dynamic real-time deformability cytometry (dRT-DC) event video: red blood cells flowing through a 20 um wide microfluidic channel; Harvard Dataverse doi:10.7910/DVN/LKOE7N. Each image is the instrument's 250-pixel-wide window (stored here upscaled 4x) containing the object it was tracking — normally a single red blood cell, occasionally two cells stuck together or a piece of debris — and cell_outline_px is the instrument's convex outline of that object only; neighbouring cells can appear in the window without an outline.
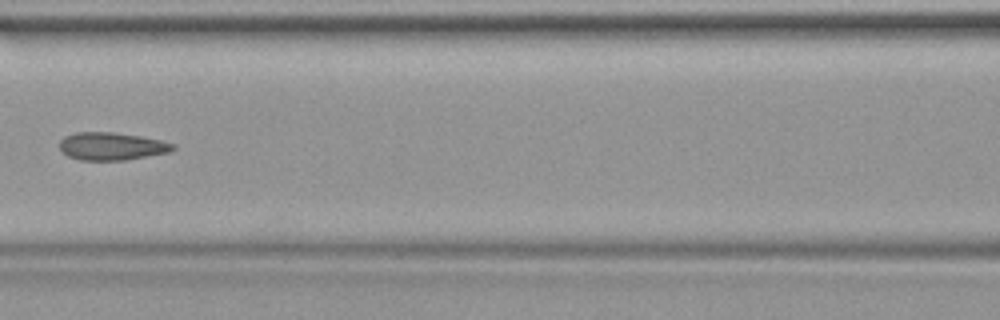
{"species": "common noctule bat (a hibernating species)", "species_latin": "Nyctalus noctula", "temperature_condition": "warm", "stored_images_in_passage": 41, "camera_frame_rate_fps": 3000, "um_per_image_px": 0.085, "animal": {"sex": "female", "body_mass_g": 19.9}, "frame": {"image": 1, "passage_image": 18, "time_ms": 5.667, "image_size_px": [1000, 320], "cell_outline_px": [[176, 148], [168, 152], [124, 160], [80, 160], [68, 156], [60, 148], [60, 140], [64, 136], [76, 132], [112, 132], [140, 136], [160, 140], [176, 144]], "centroid_in_image_um": [9.48, 12.42], "position_along_channel_um": 157.1, "area_um2": 18.21}}